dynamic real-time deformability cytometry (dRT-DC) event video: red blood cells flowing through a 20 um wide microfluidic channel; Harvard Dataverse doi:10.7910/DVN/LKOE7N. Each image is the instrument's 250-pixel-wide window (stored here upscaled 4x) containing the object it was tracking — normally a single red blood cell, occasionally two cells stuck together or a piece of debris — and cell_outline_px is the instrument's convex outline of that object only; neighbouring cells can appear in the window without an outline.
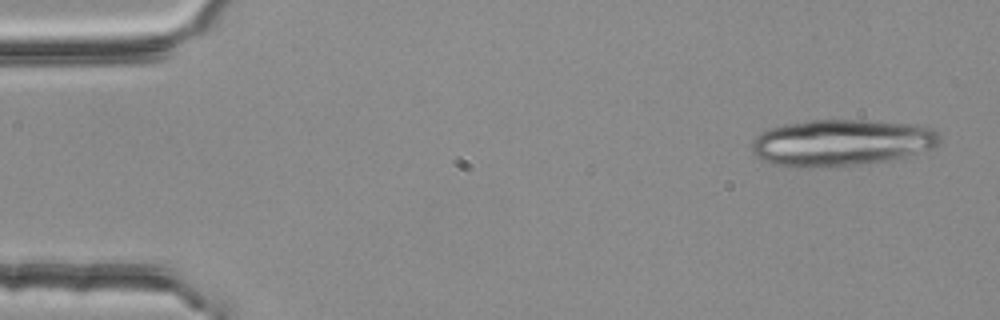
{"species": "common noctule bat (a hibernating species)", "species_latin": "Nyctalus noctula", "temperature_condition": "room temperature", "stored_images_in_passage": 3, "camera_frame_rate_fps": 3000, "um_per_image_px": 0.085, "animal": {"sex": "female", "body_mass_g": 25.1}, "frame": {"image": 1, "passage_image": 1, "time_ms": 0.0, "image_size_px": [1000, 320], "cell_outline_px": [[940, 140], [932, 148], [904, 156], [888, 160], [856, 164], [812, 168], [772, 164], [756, 156], [752, 152], [752, 140], [760, 132], [768, 128], [784, 124], [812, 120], [864, 120], [912, 124], [932, 128], [940, 136]], "centroid_in_image_um": [71.46, 12.11], "position_along_channel_um": 13.5, "area_um2": 50.63}}